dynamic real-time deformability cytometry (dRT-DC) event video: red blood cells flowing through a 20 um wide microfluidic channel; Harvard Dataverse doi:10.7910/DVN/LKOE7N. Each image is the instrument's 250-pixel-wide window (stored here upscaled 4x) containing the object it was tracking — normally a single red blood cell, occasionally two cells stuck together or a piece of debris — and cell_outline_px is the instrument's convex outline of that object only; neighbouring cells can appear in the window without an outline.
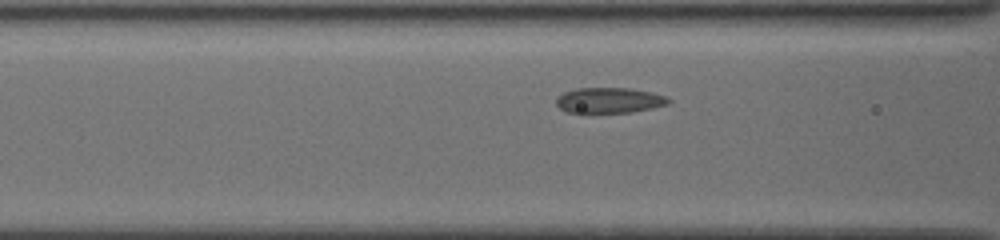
{"species": "common noctule bat (a hibernating species)", "species_latin": "Nyctalus noctula", "temperature_condition": "cold", "stored_images_in_passage": 12, "camera_frame_rate_fps": 3000, "um_per_image_px": 0.085, "animal": {"sex": "female", "body_mass_g": 19.5, "forearm_length_mm": 54.1}, "frame": {"image": 1, "passage_image": 7, "time_ms": 1.333, "image_size_px": [1000, 240], "cell_outline_px": [[672, 100], [668, 104], [652, 108], [632, 112], [568, 112], [560, 108], [556, 104], [556, 96], [564, 92], [576, 88], [628, 88], [652, 92], [664, 96]], "centroid_in_image_um": [51.78, 8.52], "position_along_channel_um": 114.8, "area_um2": 16.59}}